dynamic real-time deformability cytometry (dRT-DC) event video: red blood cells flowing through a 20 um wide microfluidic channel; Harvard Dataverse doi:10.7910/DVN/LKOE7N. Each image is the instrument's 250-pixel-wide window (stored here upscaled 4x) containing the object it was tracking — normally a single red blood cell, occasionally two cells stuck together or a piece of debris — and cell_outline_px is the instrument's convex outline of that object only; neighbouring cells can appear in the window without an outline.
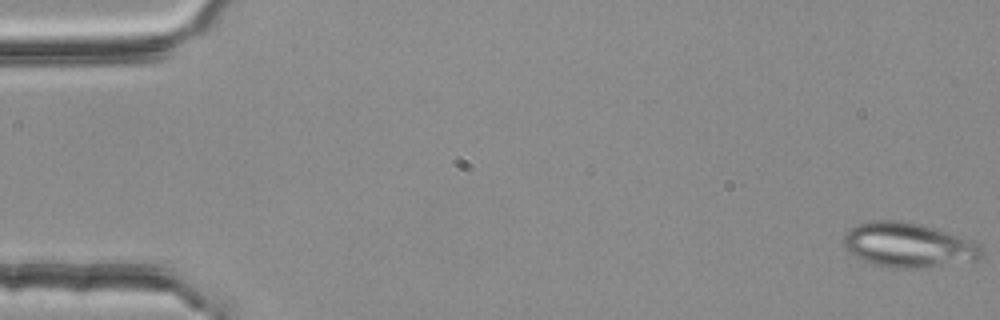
{"species": "common noctule bat (a hibernating species)", "species_latin": "Nyctalus noctula", "temperature_condition": "room temperature", "stored_images_in_passage": 53, "segment_of_instrument_passage": [1, 2], "camera_frame_rate_fps": 3000, "um_per_image_px": 0.085, "animal": {"sex": "female", "body_mass_g": 25.1}, "frame": {"image": 1, "passage_image": 1, "time_ms": 0.0, "image_size_px": [1000, 320], "cell_outline_px": [[984, 252], [976, 260], [904, 268], [896, 268], [876, 264], [864, 260], [856, 256], [844, 248], [844, 236], [856, 224], [876, 220], [896, 220], [920, 224], [972, 240], [984, 248]], "centroid_in_image_um": [77.19, 20.8], "position_along_channel_um": 7.8, "area_um2": 34.91}}